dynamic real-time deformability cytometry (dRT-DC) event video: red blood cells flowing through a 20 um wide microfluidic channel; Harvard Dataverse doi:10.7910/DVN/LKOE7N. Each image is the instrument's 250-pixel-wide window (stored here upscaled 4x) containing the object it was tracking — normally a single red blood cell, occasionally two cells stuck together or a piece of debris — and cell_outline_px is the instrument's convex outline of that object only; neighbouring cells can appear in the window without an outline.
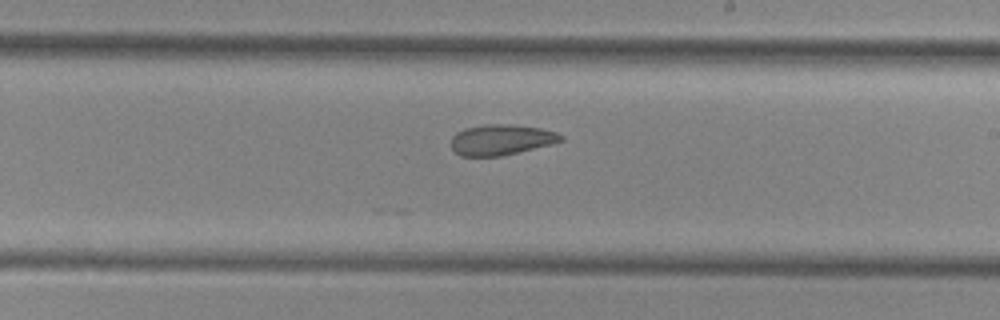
{"species": "common noctule bat (a hibernating species)", "species_latin": "Nyctalus noctula", "temperature_condition": "cold", "stored_images_in_passage": 28, "camera_frame_rate_fps": 3000, "um_per_image_px": 0.085, "animal": {"sex": "female", "body_mass_g": 29.2, "forearm_length_mm": 56.3}, "frame": {"image": 1, "passage_image": 26, "time_ms": 8.333, "image_size_px": [1000, 320], "cell_outline_px": [[564, 140], [552, 144], [500, 156], [460, 156], [452, 148], [452, 136], [456, 132], [464, 128], [484, 124], [508, 124], [540, 128], [556, 132], [564, 136]], "centroid_in_image_um": [42.6, 11.87], "position_along_channel_um": 246.4, "area_um2": 19.54}}